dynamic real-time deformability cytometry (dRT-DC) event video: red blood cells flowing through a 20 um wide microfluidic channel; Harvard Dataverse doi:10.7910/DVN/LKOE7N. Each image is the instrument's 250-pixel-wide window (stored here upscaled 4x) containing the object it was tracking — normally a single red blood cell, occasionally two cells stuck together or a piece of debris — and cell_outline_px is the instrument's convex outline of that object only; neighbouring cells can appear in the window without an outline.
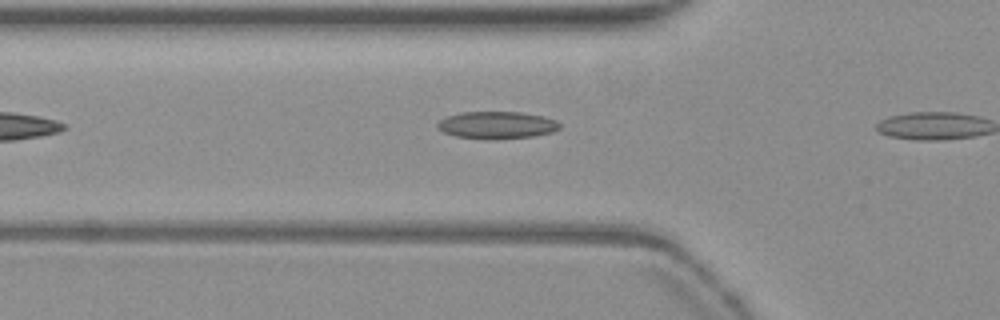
{"species": "common noctule bat (a hibernating species)", "species_latin": "Nyctalus noctula", "temperature_condition": "warm", "stored_images_in_passage": 8, "camera_frame_rate_fps": 3000, "um_per_image_px": 0.085, "animal": {"sex": "female", "body_mass_g": 19.3, "forearm_length_mm": 54.1}, "frame": {"image": 1, "passage_image": 7, "time_ms": 2.0, "image_size_px": [1000, 320], "cell_outline_px": [[560, 128], [552, 132], [532, 136], [492, 140], [456, 136], [444, 132], [436, 124], [440, 120], [448, 116], [460, 112], [520, 112], [544, 116], [556, 120], [560, 124]], "centroid_in_image_um": [42.26, 10.63], "position_along_channel_um": 83.5, "area_um2": 19.36}}